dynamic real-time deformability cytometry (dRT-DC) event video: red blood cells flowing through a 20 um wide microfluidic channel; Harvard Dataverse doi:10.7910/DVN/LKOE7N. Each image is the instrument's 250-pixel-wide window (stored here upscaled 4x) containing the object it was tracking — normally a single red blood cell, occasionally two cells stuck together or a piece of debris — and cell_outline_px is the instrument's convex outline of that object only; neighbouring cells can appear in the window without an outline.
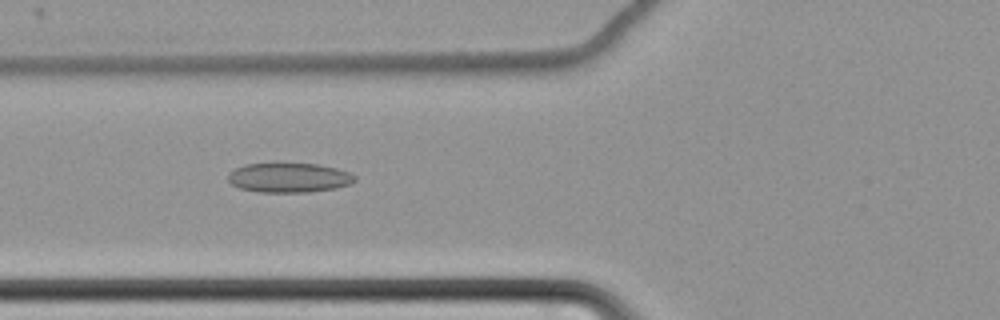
{"species": "common noctule bat (a hibernating species)", "species_latin": "Nyctalus noctula", "temperature_condition": "cold", "stored_images_in_passage": 63, "camera_frame_rate_fps": 3000, "um_per_image_px": 0.085, "animal": {"sex": "female", "body_mass_g": 22.7, "forearm_length_mm": 54.2}, "frame": {"image": 1, "passage_image": 27, "time_ms": 8.667, "image_size_px": [1000, 320], "cell_outline_px": [[356, 180], [352, 184], [336, 188], [308, 192], [256, 192], [240, 188], [232, 184], [228, 180], [228, 172], [244, 164], [276, 160], [280, 160], [316, 164], [336, 168], [352, 172], [356, 176]], "centroid_in_image_um": [24.55, 15.05], "position_along_channel_um": 101.2, "area_um2": 23.0}}
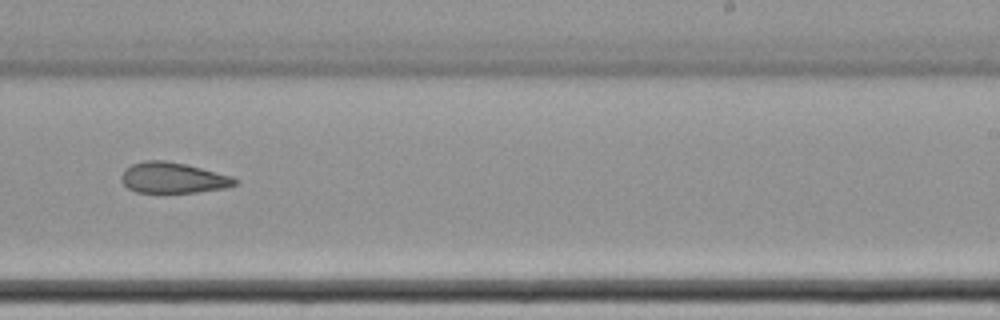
{"frame": {"image": 2, "passage_image": 42, "time_ms": 13.667, "image_size_px": [1000, 320], "cell_outline_px": [[240, 180], [236, 184], [224, 188], [196, 192], [136, 192], [128, 188], [120, 180], [120, 176], [124, 168], [132, 164], [144, 160], [164, 160], [184, 164], [232, 176]], "centroid_in_image_um": [14.67, 15.11], "position_along_channel_um": 274.3, "area_um2": 20.29}}
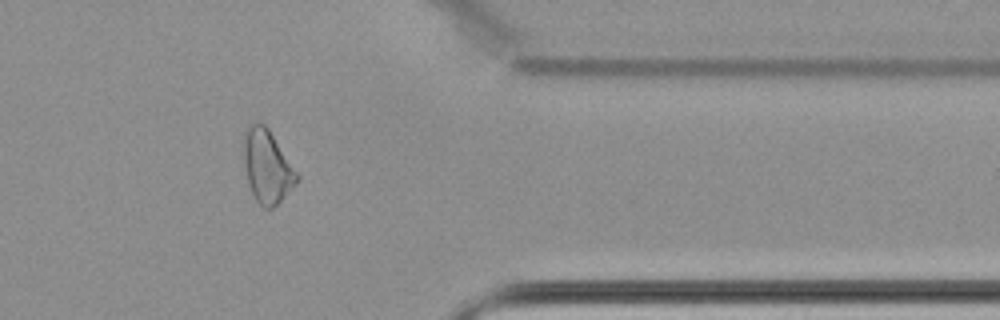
{"frame": {"image": 3, "passage_image": 53, "time_ms": 17.333, "image_size_px": [1000, 320], "cell_outline_px": [[300, 180], [272, 208], [264, 208], [256, 200], [252, 192], [248, 180], [244, 160], [244, 132], [252, 124], [264, 124], [268, 128], [300, 176]], "centroid_in_image_um": [22.73, 14.16], "position_along_channel_um": 388.7, "area_um2": 22.08}, "authors_computed_cell_mechanics": {"area_um2": 24.1604, "velocity_mm_per_s": 3.4587, "shape_relaxation_time_tau1_ms": null, "shape_relaxation_time_tau2_ms": 10.5374, "deformation_change_tau1": null, "deformation_change_tau2": 0.2219}}